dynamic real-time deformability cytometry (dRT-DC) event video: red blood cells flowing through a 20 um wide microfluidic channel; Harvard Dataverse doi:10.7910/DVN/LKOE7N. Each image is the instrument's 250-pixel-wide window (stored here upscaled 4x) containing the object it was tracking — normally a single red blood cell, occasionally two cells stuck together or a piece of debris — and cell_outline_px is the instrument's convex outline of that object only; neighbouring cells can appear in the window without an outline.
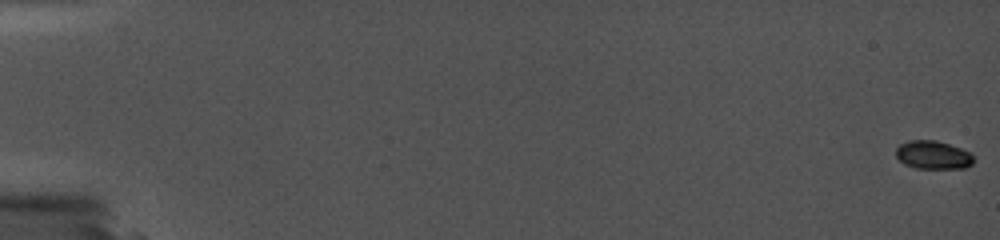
{"species": "common noctule bat (a hibernating species)", "species_latin": "Nyctalus noctula", "temperature_condition": "cold", "stored_images_in_passage": 74, "camera_frame_rate_fps": 5000, "um_per_image_px": 0.085, "animal": {"sex": "female", "body_mass_g": 19.0, "forearm_length_mm": 56.7}, "frame": {"image": 1, "passage_image": 1, "time_ms": 0.0, "image_size_px": [1000, 240], "cell_outline_px": [[972, 164], [964, 168], [916, 168], [904, 164], [896, 156], [896, 148], [900, 144], [908, 140], [936, 140], [972, 152]], "centroid_in_image_um": [79.3, 13.16], "position_along_channel_um": 5.7, "area_um2": 12.77}}
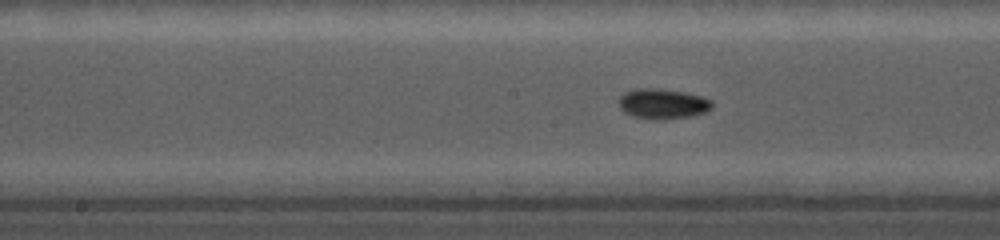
{"frame": {"image": 2, "passage_image": 45, "time_ms": 10.2, "image_size_px": [1000, 240], "cell_outline_px": [[712, 108], [704, 112], [692, 116], [664, 120], [652, 120], [632, 116], [624, 112], [620, 108], [620, 96], [624, 92], [636, 88], [660, 88], [684, 92], [704, 96], [712, 100]], "centroid_in_image_um": [56.34, 8.82], "position_along_channel_um": 191.9, "area_um2": 16.7}}
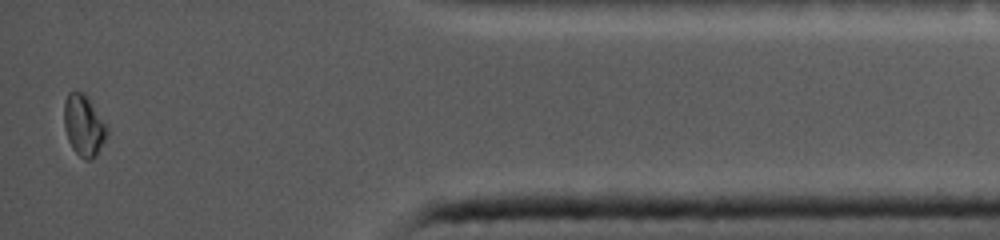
{"frame": {"image": 3, "passage_image": 72, "time_ms": 17.2, "image_size_px": [1000, 240], "cell_outline_px": [[108, 136], [96, 156], [88, 160], [84, 160], [72, 148], [68, 140], [64, 128], [64, 100], [68, 92], [84, 92], [108, 128]], "centroid_in_image_um": [7.11, 10.68], "position_along_channel_um": 428.1, "area_um2": 15.32}}